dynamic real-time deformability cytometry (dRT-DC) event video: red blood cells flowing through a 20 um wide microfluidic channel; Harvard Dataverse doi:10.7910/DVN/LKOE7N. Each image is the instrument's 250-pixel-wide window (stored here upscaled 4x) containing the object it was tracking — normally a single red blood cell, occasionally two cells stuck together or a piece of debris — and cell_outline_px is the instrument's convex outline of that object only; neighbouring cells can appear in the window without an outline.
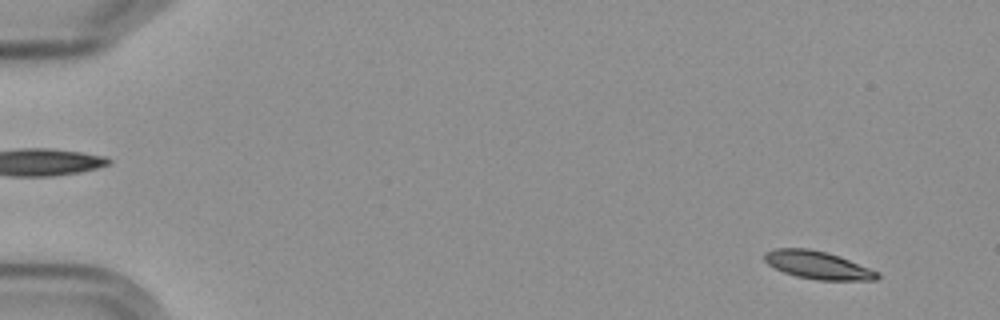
{"species": "Egyptian fruit bat (a non-hibernating species)", "species_latin": "Rousettus aegyptiacus", "temperature_condition": "cold", "stored_images_in_passage": 57, "camera_frame_rate_fps": 3000, "um_per_image_px": 0.085, "frame": {"image": 1, "passage_image": 4, "time_ms": 1.0, "image_size_px": [1000, 320], "cell_outline_px": [[880, 276], [876, 280], [816, 280], [796, 276], [784, 272], [768, 264], [764, 260], [764, 252], [772, 248], [808, 248], [828, 252], [840, 256], [880, 272]], "centroid_in_image_um": [69.51, 22.52], "position_along_channel_um": 15.5, "area_um2": 18.5}}
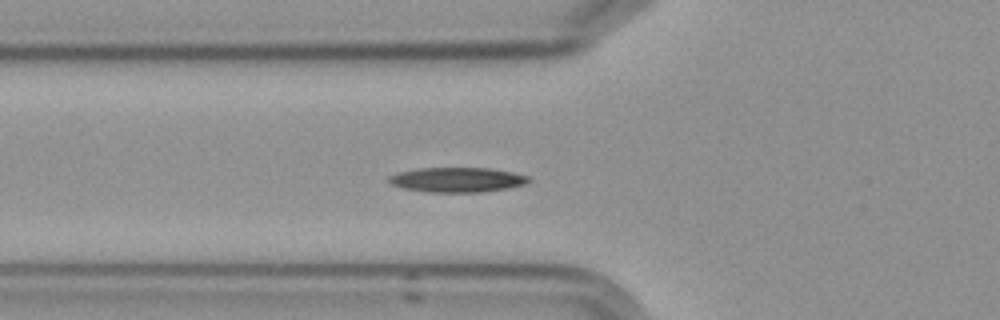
{"frame": {"image": 2, "passage_image": 21, "time_ms": 6.667, "image_size_px": [1000, 320], "cell_outline_px": [[532, 180], [524, 184], [508, 188], [484, 192], [428, 192], [404, 188], [392, 184], [388, 180], [388, 176], [396, 172], [420, 168], [488, 168], [512, 172], [528, 176]], "centroid_in_image_um": [38.86, 15.28], "position_along_channel_um": 86.9, "area_um2": 20.17}}
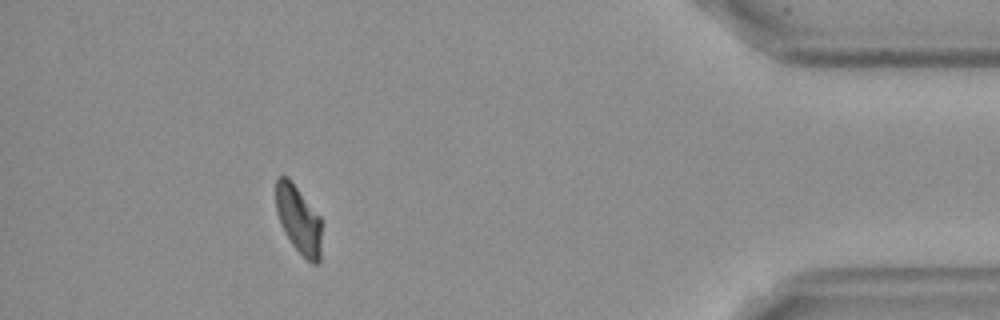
{"frame": {"image": 3, "passage_image": 52, "time_ms": 17.0, "image_size_px": [1000, 320], "cell_outline_px": [[320, 260], [316, 264], [312, 264], [292, 244], [284, 232], [280, 224], [276, 212], [276, 176], [288, 176], [292, 180], [320, 216]], "centroid_in_image_um": [25.35, 18.61], "position_along_channel_um": 409.8, "area_um2": 18.09}, "authors_computed_cell_mechanics": {"area_um2": 19.074, "velocity_mm_per_s": 3.5766, "shape_relaxation_time_tau1_ms": 8.096, "shape_relaxation_time_tau2_ms": null, "deformation_change_tau1": 0.1749, "deformation_change_tau2": null}}